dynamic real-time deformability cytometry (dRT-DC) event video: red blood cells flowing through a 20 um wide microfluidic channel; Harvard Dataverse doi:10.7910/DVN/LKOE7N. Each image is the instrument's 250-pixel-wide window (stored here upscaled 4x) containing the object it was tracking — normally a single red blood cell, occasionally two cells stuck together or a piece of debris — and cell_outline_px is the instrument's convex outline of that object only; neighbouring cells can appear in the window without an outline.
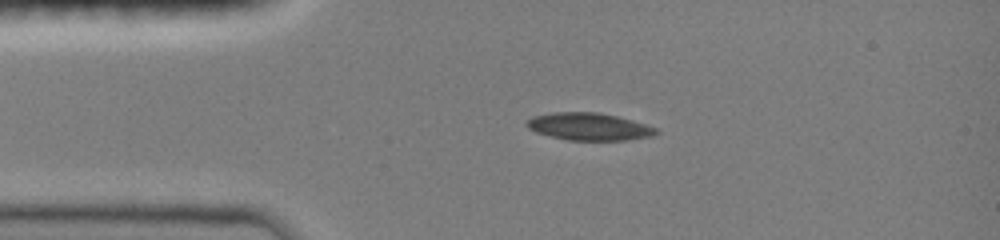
{"species": "common noctule bat (a hibernating species)", "species_latin": "Nyctalus noctula", "temperature_condition": "room temperature", "stored_images_in_passage": 45, "camera_frame_rate_fps": 3000, "um_per_image_px": 0.085, "animal": {"sex": "female", "body_mass_g": 19.0, "forearm_length_mm": 51.5}, "frame": {"image": 1, "passage_image": 12, "time_ms": 3.0, "image_size_px": [1000, 240], "cell_outline_px": [[660, 132], [652, 136], [628, 140], [568, 140], [536, 132], [528, 128], [524, 124], [532, 116], [552, 112], [600, 112], [632, 120], [656, 128]], "centroid_in_image_um": [50.06, 10.75], "position_along_channel_um": 34.9, "area_um2": 20.63}}
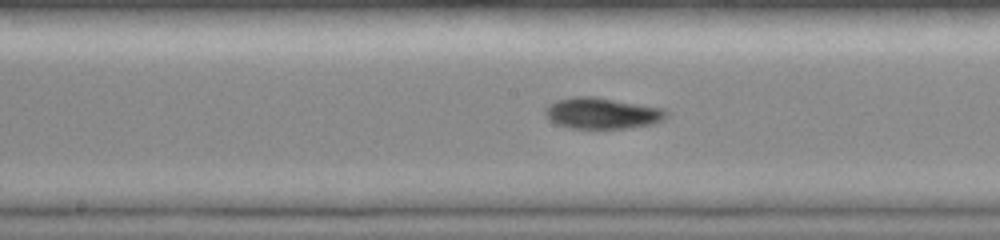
{"frame": {"image": 2, "passage_image": 30, "time_ms": 7.667, "image_size_px": [1000, 240], "cell_outline_px": [[668, 116], [664, 120], [652, 124], [628, 128], [568, 128], [556, 124], [548, 120], [544, 112], [544, 108], [548, 104], [556, 100], [576, 96], [592, 96], [664, 108], [668, 112]], "centroid_in_image_um": [51.16, 9.63], "position_along_channel_um": 197.0, "area_um2": 22.2}}
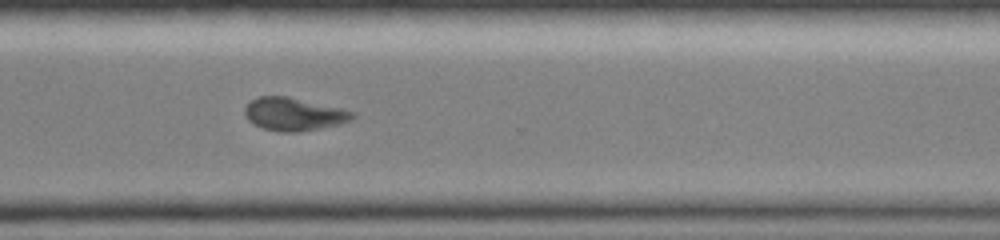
{"frame": {"image": 3, "passage_image": 44, "time_ms": 11.333, "image_size_px": [1000, 240], "cell_outline_px": [[356, 116], [340, 124], [320, 128], [296, 132], [284, 132], [264, 128], [252, 124], [248, 120], [244, 112], [244, 108], [256, 96], [288, 96], [340, 108], [356, 112]], "centroid_in_image_um": [24.96, 9.69], "position_along_channel_um": 345.6, "area_um2": 20.58}}